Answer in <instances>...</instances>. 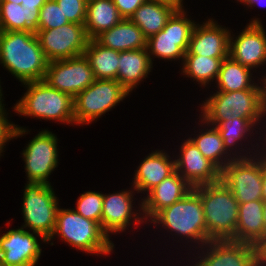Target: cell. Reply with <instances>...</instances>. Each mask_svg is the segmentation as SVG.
<instances>
[{
    "label": "cell",
    "instance_id": "cell-1",
    "mask_svg": "<svg viewBox=\"0 0 266 266\" xmlns=\"http://www.w3.org/2000/svg\"><path fill=\"white\" fill-rule=\"evenodd\" d=\"M147 224L160 227L158 232L163 228L167 234L176 237L177 240L172 237L173 241L186 242L187 244L184 243L183 246L188 251L191 250L187 252L188 254L192 253L194 248V250L199 249L211 241L207 234L202 201L194 190L176 203L163 208Z\"/></svg>",
    "mask_w": 266,
    "mask_h": 266
},
{
    "label": "cell",
    "instance_id": "cell-2",
    "mask_svg": "<svg viewBox=\"0 0 266 266\" xmlns=\"http://www.w3.org/2000/svg\"><path fill=\"white\" fill-rule=\"evenodd\" d=\"M48 63L35 32H0V65L21 84L44 80Z\"/></svg>",
    "mask_w": 266,
    "mask_h": 266
},
{
    "label": "cell",
    "instance_id": "cell-3",
    "mask_svg": "<svg viewBox=\"0 0 266 266\" xmlns=\"http://www.w3.org/2000/svg\"><path fill=\"white\" fill-rule=\"evenodd\" d=\"M55 238L91 256L110 255L115 248V244L103 231L100 223L84 218L72 208L65 209L60 206L56 214L54 232L47 244L53 246Z\"/></svg>",
    "mask_w": 266,
    "mask_h": 266
},
{
    "label": "cell",
    "instance_id": "cell-4",
    "mask_svg": "<svg viewBox=\"0 0 266 266\" xmlns=\"http://www.w3.org/2000/svg\"><path fill=\"white\" fill-rule=\"evenodd\" d=\"M22 85L27 90L14 104L12 111L15 114L75 126L74 102L70 94L50 87L44 80Z\"/></svg>",
    "mask_w": 266,
    "mask_h": 266
},
{
    "label": "cell",
    "instance_id": "cell-5",
    "mask_svg": "<svg viewBox=\"0 0 266 266\" xmlns=\"http://www.w3.org/2000/svg\"><path fill=\"white\" fill-rule=\"evenodd\" d=\"M200 196L211 241L236 242L239 203L233 193L221 181L193 188Z\"/></svg>",
    "mask_w": 266,
    "mask_h": 266
},
{
    "label": "cell",
    "instance_id": "cell-6",
    "mask_svg": "<svg viewBox=\"0 0 266 266\" xmlns=\"http://www.w3.org/2000/svg\"><path fill=\"white\" fill-rule=\"evenodd\" d=\"M200 103L199 118L208 125L218 126L222 121L242 118L248 121H262L265 116L261 106L258 83L251 89L233 92L216 91Z\"/></svg>",
    "mask_w": 266,
    "mask_h": 266
},
{
    "label": "cell",
    "instance_id": "cell-7",
    "mask_svg": "<svg viewBox=\"0 0 266 266\" xmlns=\"http://www.w3.org/2000/svg\"><path fill=\"white\" fill-rule=\"evenodd\" d=\"M23 190L21 209L24 223L20 227L48 241L55 229L60 200L51 184L27 182Z\"/></svg>",
    "mask_w": 266,
    "mask_h": 266
},
{
    "label": "cell",
    "instance_id": "cell-8",
    "mask_svg": "<svg viewBox=\"0 0 266 266\" xmlns=\"http://www.w3.org/2000/svg\"><path fill=\"white\" fill-rule=\"evenodd\" d=\"M130 93L117 81L95 79L74 98L75 125H89L123 102Z\"/></svg>",
    "mask_w": 266,
    "mask_h": 266
},
{
    "label": "cell",
    "instance_id": "cell-9",
    "mask_svg": "<svg viewBox=\"0 0 266 266\" xmlns=\"http://www.w3.org/2000/svg\"><path fill=\"white\" fill-rule=\"evenodd\" d=\"M187 9H177L165 27L147 40V50L152 63L154 58L183 62L190 37L197 22L188 17Z\"/></svg>",
    "mask_w": 266,
    "mask_h": 266
},
{
    "label": "cell",
    "instance_id": "cell-10",
    "mask_svg": "<svg viewBox=\"0 0 266 266\" xmlns=\"http://www.w3.org/2000/svg\"><path fill=\"white\" fill-rule=\"evenodd\" d=\"M220 181L239 204L262 200V152L230 161L221 169Z\"/></svg>",
    "mask_w": 266,
    "mask_h": 266
},
{
    "label": "cell",
    "instance_id": "cell-11",
    "mask_svg": "<svg viewBox=\"0 0 266 266\" xmlns=\"http://www.w3.org/2000/svg\"><path fill=\"white\" fill-rule=\"evenodd\" d=\"M131 187L103 194L102 229L109 238L111 234L118 235L129 230L132 225L137 228L147 224L143 216L142 200H138V206L135 204L137 199L134 195L138 192L132 185Z\"/></svg>",
    "mask_w": 266,
    "mask_h": 266
},
{
    "label": "cell",
    "instance_id": "cell-12",
    "mask_svg": "<svg viewBox=\"0 0 266 266\" xmlns=\"http://www.w3.org/2000/svg\"><path fill=\"white\" fill-rule=\"evenodd\" d=\"M58 138L48 129L39 131L21 153L27 182L51 184L50 175L59 164Z\"/></svg>",
    "mask_w": 266,
    "mask_h": 266
},
{
    "label": "cell",
    "instance_id": "cell-13",
    "mask_svg": "<svg viewBox=\"0 0 266 266\" xmlns=\"http://www.w3.org/2000/svg\"><path fill=\"white\" fill-rule=\"evenodd\" d=\"M216 128L221 134L225 149L234 159L249 158L250 156L257 155L266 149V122L232 118L222 121L218 126H216ZM261 128L262 130L264 129V131H262ZM254 131L255 133H253Z\"/></svg>",
    "mask_w": 266,
    "mask_h": 266
},
{
    "label": "cell",
    "instance_id": "cell-14",
    "mask_svg": "<svg viewBox=\"0 0 266 266\" xmlns=\"http://www.w3.org/2000/svg\"><path fill=\"white\" fill-rule=\"evenodd\" d=\"M36 35L48 61L84 54L89 37L84 24L68 23L53 29H38Z\"/></svg>",
    "mask_w": 266,
    "mask_h": 266
},
{
    "label": "cell",
    "instance_id": "cell-15",
    "mask_svg": "<svg viewBox=\"0 0 266 266\" xmlns=\"http://www.w3.org/2000/svg\"><path fill=\"white\" fill-rule=\"evenodd\" d=\"M44 81L52 88L70 94L73 98L90 86L95 77L84 54L49 61Z\"/></svg>",
    "mask_w": 266,
    "mask_h": 266
},
{
    "label": "cell",
    "instance_id": "cell-16",
    "mask_svg": "<svg viewBox=\"0 0 266 266\" xmlns=\"http://www.w3.org/2000/svg\"><path fill=\"white\" fill-rule=\"evenodd\" d=\"M196 250L189 254L192 261L186 257L190 264L186 266H256L255 246L251 244L232 240L210 241Z\"/></svg>",
    "mask_w": 266,
    "mask_h": 266
},
{
    "label": "cell",
    "instance_id": "cell-17",
    "mask_svg": "<svg viewBox=\"0 0 266 266\" xmlns=\"http://www.w3.org/2000/svg\"><path fill=\"white\" fill-rule=\"evenodd\" d=\"M1 232L0 229V260L5 266L38 264L42 254L41 244L48 243L43 236L22 227Z\"/></svg>",
    "mask_w": 266,
    "mask_h": 266
},
{
    "label": "cell",
    "instance_id": "cell-18",
    "mask_svg": "<svg viewBox=\"0 0 266 266\" xmlns=\"http://www.w3.org/2000/svg\"><path fill=\"white\" fill-rule=\"evenodd\" d=\"M261 18H252L242 32L230 34L229 56L257 72L256 69L266 65V30Z\"/></svg>",
    "mask_w": 266,
    "mask_h": 266
},
{
    "label": "cell",
    "instance_id": "cell-19",
    "mask_svg": "<svg viewBox=\"0 0 266 266\" xmlns=\"http://www.w3.org/2000/svg\"><path fill=\"white\" fill-rule=\"evenodd\" d=\"M182 141L179 152L173 155L176 171L193 188L219 182L221 170L202 155L189 137Z\"/></svg>",
    "mask_w": 266,
    "mask_h": 266
},
{
    "label": "cell",
    "instance_id": "cell-20",
    "mask_svg": "<svg viewBox=\"0 0 266 266\" xmlns=\"http://www.w3.org/2000/svg\"><path fill=\"white\" fill-rule=\"evenodd\" d=\"M196 23L185 55H201L212 58L229 56L231 29L218 24L213 18Z\"/></svg>",
    "mask_w": 266,
    "mask_h": 266
},
{
    "label": "cell",
    "instance_id": "cell-21",
    "mask_svg": "<svg viewBox=\"0 0 266 266\" xmlns=\"http://www.w3.org/2000/svg\"><path fill=\"white\" fill-rule=\"evenodd\" d=\"M166 150L157 149L147 154L134 170L132 186L141 194H147L175 171V159Z\"/></svg>",
    "mask_w": 266,
    "mask_h": 266
},
{
    "label": "cell",
    "instance_id": "cell-22",
    "mask_svg": "<svg viewBox=\"0 0 266 266\" xmlns=\"http://www.w3.org/2000/svg\"><path fill=\"white\" fill-rule=\"evenodd\" d=\"M192 190L193 187L175 171L143 198V195H140L145 221L148 223L159 211L181 200Z\"/></svg>",
    "mask_w": 266,
    "mask_h": 266
},
{
    "label": "cell",
    "instance_id": "cell-23",
    "mask_svg": "<svg viewBox=\"0 0 266 266\" xmlns=\"http://www.w3.org/2000/svg\"><path fill=\"white\" fill-rule=\"evenodd\" d=\"M118 61L117 81L130 94L148 78L154 67L147 48L119 52Z\"/></svg>",
    "mask_w": 266,
    "mask_h": 266
},
{
    "label": "cell",
    "instance_id": "cell-24",
    "mask_svg": "<svg viewBox=\"0 0 266 266\" xmlns=\"http://www.w3.org/2000/svg\"><path fill=\"white\" fill-rule=\"evenodd\" d=\"M95 40L106 48L123 52L147 48L148 38L130 19H122L117 25L98 35Z\"/></svg>",
    "mask_w": 266,
    "mask_h": 266
},
{
    "label": "cell",
    "instance_id": "cell-25",
    "mask_svg": "<svg viewBox=\"0 0 266 266\" xmlns=\"http://www.w3.org/2000/svg\"><path fill=\"white\" fill-rule=\"evenodd\" d=\"M264 202L262 200L239 204L236 242L255 245L264 235Z\"/></svg>",
    "mask_w": 266,
    "mask_h": 266
},
{
    "label": "cell",
    "instance_id": "cell-26",
    "mask_svg": "<svg viewBox=\"0 0 266 266\" xmlns=\"http://www.w3.org/2000/svg\"><path fill=\"white\" fill-rule=\"evenodd\" d=\"M197 119H199L197 123L201 129L198 130L199 132L196 131L198 134L189 135V138L195 143L202 155L221 170L230 161H233L234 158L225 149L223 139L218 129L208 125L200 118ZM202 127L204 129H202ZM192 135L194 136L192 137Z\"/></svg>",
    "mask_w": 266,
    "mask_h": 266
},
{
    "label": "cell",
    "instance_id": "cell-27",
    "mask_svg": "<svg viewBox=\"0 0 266 266\" xmlns=\"http://www.w3.org/2000/svg\"><path fill=\"white\" fill-rule=\"evenodd\" d=\"M176 10L177 8L170 4L146 0L136 9L130 20L149 38L165 27Z\"/></svg>",
    "mask_w": 266,
    "mask_h": 266
},
{
    "label": "cell",
    "instance_id": "cell-28",
    "mask_svg": "<svg viewBox=\"0 0 266 266\" xmlns=\"http://www.w3.org/2000/svg\"><path fill=\"white\" fill-rule=\"evenodd\" d=\"M123 18L113 0H92L87 3L84 26L89 39L117 25Z\"/></svg>",
    "mask_w": 266,
    "mask_h": 266
},
{
    "label": "cell",
    "instance_id": "cell-29",
    "mask_svg": "<svg viewBox=\"0 0 266 266\" xmlns=\"http://www.w3.org/2000/svg\"><path fill=\"white\" fill-rule=\"evenodd\" d=\"M253 70L233 60L230 56L222 61L216 82L213 85L221 92H233L253 88L258 82ZM255 79V80H254Z\"/></svg>",
    "mask_w": 266,
    "mask_h": 266
},
{
    "label": "cell",
    "instance_id": "cell-30",
    "mask_svg": "<svg viewBox=\"0 0 266 266\" xmlns=\"http://www.w3.org/2000/svg\"><path fill=\"white\" fill-rule=\"evenodd\" d=\"M39 14L38 9H28L14 2H0V30L36 32Z\"/></svg>",
    "mask_w": 266,
    "mask_h": 266
},
{
    "label": "cell",
    "instance_id": "cell-31",
    "mask_svg": "<svg viewBox=\"0 0 266 266\" xmlns=\"http://www.w3.org/2000/svg\"><path fill=\"white\" fill-rule=\"evenodd\" d=\"M95 79L117 80L119 51L106 48L90 39L84 51Z\"/></svg>",
    "mask_w": 266,
    "mask_h": 266
},
{
    "label": "cell",
    "instance_id": "cell-32",
    "mask_svg": "<svg viewBox=\"0 0 266 266\" xmlns=\"http://www.w3.org/2000/svg\"><path fill=\"white\" fill-rule=\"evenodd\" d=\"M225 58H212L201 55H185L181 62V75L196 81L199 87L211 86V82H216L222 61ZM209 85V86H208Z\"/></svg>",
    "mask_w": 266,
    "mask_h": 266
},
{
    "label": "cell",
    "instance_id": "cell-33",
    "mask_svg": "<svg viewBox=\"0 0 266 266\" xmlns=\"http://www.w3.org/2000/svg\"><path fill=\"white\" fill-rule=\"evenodd\" d=\"M76 201V207L72 209L84 218L100 223L102 227L103 193L85 191Z\"/></svg>",
    "mask_w": 266,
    "mask_h": 266
},
{
    "label": "cell",
    "instance_id": "cell-34",
    "mask_svg": "<svg viewBox=\"0 0 266 266\" xmlns=\"http://www.w3.org/2000/svg\"><path fill=\"white\" fill-rule=\"evenodd\" d=\"M66 16L55 0H47L40 8L38 29H53L68 24Z\"/></svg>",
    "mask_w": 266,
    "mask_h": 266
},
{
    "label": "cell",
    "instance_id": "cell-35",
    "mask_svg": "<svg viewBox=\"0 0 266 266\" xmlns=\"http://www.w3.org/2000/svg\"><path fill=\"white\" fill-rule=\"evenodd\" d=\"M8 115L9 113L5 107L0 110V158L3 156L8 142L20 136H26L30 132L29 129H26L27 127H20L13 121L11 122L10 119L8 120Z\"/></svg>",
    "mask_w": 266,
    "mask_h": 266
},
{
    "label": "cell",
    "instance_id": "cell-36",
    "mask_svg": "<svg viewBox=\"0 0 266 266\" xmlns=\"http://www.w3.org/2000/svg\"><path fill=\"white\" fill-rule=\"evenodd\" d=\"M69 23L84 24L87 2L85 0H55Z\"/></svg>",
    "mask_w": 266,
    "mask_h": 266
},
{
    "label": "cell",
    "instance_id": "cell-37",
    "mask_svg": "<svg viewBox=\"0 0 266 266\" xmlns=\"http://www.w3.org/2000/svg\"><path fill=\"white\" fill-rule=\"evenodd\" d=\"M146 0H113L123 19H130L136 9Z\"/></svg>",
    "mask_w": 266,
    "mask_h": 266
},
{
    "label": "cell",
    "instance_id": "cell-38",
    "mask_svg": "<svg viewBox=\"0 0 266 266\" xmlns=\"http://www.w3.org/2000/svg\"><path fill=\"white\" fill-rule=\"evenodd\" d=\"M254 246L256 266H266V233Z\"/></svg>",
    "mask_w": 266,
    "mask_h": 266
},
{
    "label": "cell",
    "instance_id": "cell-39",
    "mask_svg": "<svg viewBox=\"0 0 266 266\" xmlns=\"http://www.w3.org/2000/svg\"><path fill=\"white\" fill-rule=\"evenodd\" d=\"M259 76H262L261 78L257 77L258 78L257 81H258V87L260 91L261 106H262L264 116L266 118V74L259 75Z\"/></svg>",
    "mask_w": 266,
    "mask_h": 266
},
{
    "label": "cell",
    "instance_id": "cell-40",
    "mask_svg": "<svg viewBox=\"0 0 266 266\" xmlns=\"http://www.w3.org/2000/svg\"><path fill=\"white\" fill-rule=\"evenodd\" d=\"M262 201L266 202V149L262 151Z\"/></svg>",
    "mask_w": 266,
    "mask_h": 266
},
{
    "label": "cell",
    "instance_id": "cell-41",
    "mask_svg": "<svg viewBox=\"0 0 266 266\" xmlns=\"http://www.w3.org/2000/svg\"><path fill=\"white\" fill-rule=\"evenodd\" d=\"M47 0H22V6L27 7L28 9H38L45 4Z\"/></svg>",
    "mask_w": 266,
    "mask_h": 266
},
{
    "label": "cell",
    "instance_id": "cell-42",
    "mask_svg": "<svg viewBox=\"0 0 266 266\" xmlns=\"http://www.w3.org/2000/svg\"><path fill=\"white\" fill-rule=\"evenodd\" d=\"M240 4L241 5L243 4L248 9L250 8V9L254 10V7L257 8L258 5H259V7L261 5L263 7H266V0H242V2Z\"/></svg>",
    "mask_w": 266,
    "mask_h": 266
},
{
    "label": "cell",
    "instance_id": "cell-43",
    "mask_svg": "<svg viewBox=\"0 0 266 266\" xmlns=\"http://www.w3.org/2000/svg\"><path fill=\"white\" fill-rule=\"evenodd\" d=\"M150 1H159V2H164L167 4H170L174 7H176L177 9H183L185 8L183 5V0H150Z\"/></svg>",
    "mask_w": 266,
    "mask_h": 266
},
{
    "label": "cell",
    "instance_id": "cell-44",
    "mask_svg": "<svg viewBox=\"0 0 266 266\" xmlns=\"http://www.w3.org/2000/svg\"><path fill=\"white\" fill-rule=\"evenodd\" d=\"M0 81H1V79H0ZM3 98H4V94H3V90H2V86H1V82H0V110L2 108H4L5 105H6V104L3 103L4 102Z\"/></svg>",
    "mask_w": 266,
    "mask_h": 266
},
{
    "label": "cell",
    "instance_id": "cell-45",
    "mask_svg": "<svg viewBox=\"0 0 266 266\" xmlns=\"http://www.w3.org/2000/svg\"><path fill=\"white\" fill-rule=\"evenodd\" d=\"M263 214H264V234H265L266 233V202H264Z\"/></svg>",
    "mask_w": 266,
    "mask_h": 266
},
{
    "label": "cell",
    "instance_id": "cell-46",
    "mask_svg": "<svg viewBox=\"0 0 266 266\" xmlns=\"http://www.w3.org/2000/svg\"><path fill=\"white\" fill-rule=\"evenodd\" d=\"M2 2H14L16 4H22V0H3Z\"/></svg>",
    "mask_w": 266,
    "mask_h": 266
},
{
    "label": "cell",
    "instance_id": "cell-47",
    "mask_svg": "<svg viewBox=\"0 0 266 266\" xmlns=\"http://www.w3.org/2000/svg\"><path fill=\"white\" fill-rule=\"evenodd\" d=\"M0 266H5V265L1 262V260H0Z\"/></svg>",
    "mask_w": 266,
    "mask_h": 266
}]
</instances>
